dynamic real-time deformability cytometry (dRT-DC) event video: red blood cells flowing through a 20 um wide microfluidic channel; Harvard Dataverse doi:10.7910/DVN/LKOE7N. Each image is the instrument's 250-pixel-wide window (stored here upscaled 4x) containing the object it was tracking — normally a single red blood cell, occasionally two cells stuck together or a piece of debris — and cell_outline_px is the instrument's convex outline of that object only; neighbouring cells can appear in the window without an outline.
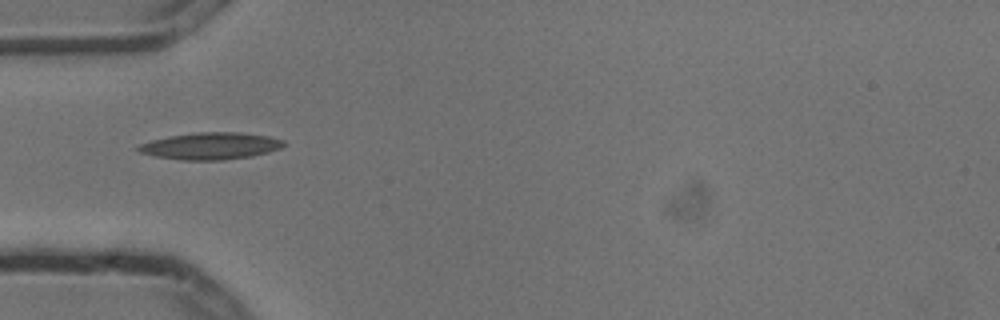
{"species": "common noctule bat (a hibernating species)", "species_latin": "Nyctalus noctula", "temperature_condition": "cold", "stored_images_in_passage": 2, "camera_frame_rate_fps": 3000, "um_per_image_px": 0.085, "animal": {"sex": "male", "body_mass_g": 13.3}, "frame": {"image": 1, "passage_image": 1, "time_ms": 0.0, "image_size_px": [1000, 320], "cell_outline_px": [[288, 144], [280, 148], [268, 152], [252, 156], [220, 160], [180, 160], [156, 156], [140, 152], [136, 148], [140, 144], [152, 140], [168, 136], [196, 132], [240, 132], [268, 136], [284, 140]], "centroid_in_image_um": [17.93, 12.4], "position_along_channel_um": 67.1, "area_um2": 22.83}}
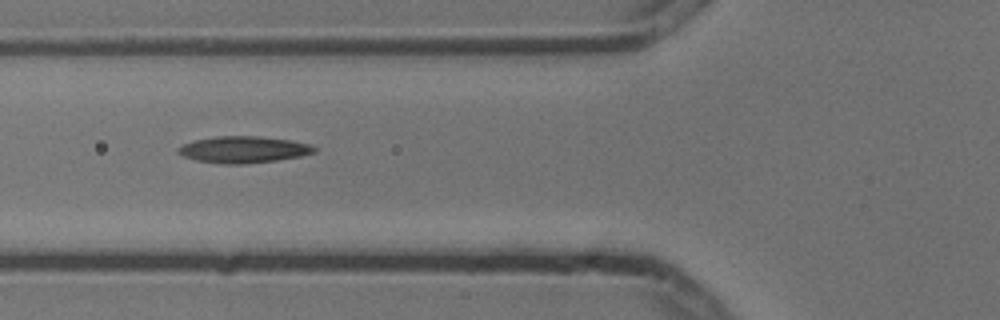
{"frame": {"image": 2, "passage_image": 2, "time_ms": 0.333, "image_size_px": [1000, 320], "cell_outline_px": [[316, 152], [300, 156], [276, 160], [244, 164], [224, 164], [196, 160], [184, 156], [176, 152], [176, 148], [184, 144], [196, 140], [216, 136], [256, 136], [288, 140], [308, 144], [316, 148]], "centroid_in_image_um": [20.66, 12.72], "position_along_channel_um": 105.1, "area_um2": 20.87}}